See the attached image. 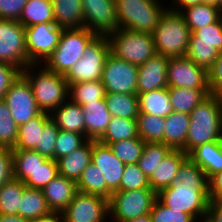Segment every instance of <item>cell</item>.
<instances>
[{
    "instance_id": "6da1fadb",
    "label": "cell",
    "mask_w": 222,
    "mask_h": 222,
    "mask_svg": "<svg viewBox=\"0 0 222 222\" xmlns=\"http://www.w3.org/2000/svg\"><path fill=\"white\" fill-rule=\"evenodd\" d=\"M157 199L166 207L189 214L204 222L209 205V180L205 172L187 158L180 166L175 183L161 189Z\"/></svg>"
},
{
    "instance_id": "7a4b0ae2",
    "label": "cell",
    "mask_w": 222,
    "mask_h": 222,
    "mask_svg": "<svg viewBox=\"0 0 222 222\" xmlns=\"http://www.w3.org/2000/svg\"><path fill=\"white\" fill-rule=\"evenodd\" d=\"M40 66L29 64L22 74L32 87L39 109L51 114L69 98V85L64 75L48 70L44 65L43 68Z\"/></svg>"
},
{
    "instance_id": "3957f363",
    "label": "cell",
    "mask_w": 222,
    "mask_h": 222,
    "mask_svg": "<svg viewBox=\"0 0 222 222\" xmlns=\"http://www.w3.org/2000/svg\"><path fill=\"white\" fill-rule=\"evenodd\" d=\"M190 125L186 140L188 155L198 146L218 141L222 128V100L209 94L190 113Z\"/></svg>"
},
{
    "instance_id": "277c9868",
    "label": "cell",
    "mask_w": 222,
    "mask_h": 222,
    "mask_svg": "<svg viewBox=\"0 0 222 222\" xmlns=\"http://www.w3.org/2000/svg\"><path fill=\"white\" fill-rule=\"evenodd\" d=\"M190 35L184 17L167 8L152 33L156 54L168 58L185 56Z\"/></svg>"
},
{
    "instance_id": "5b68a950",
    "label": "cell",
    "mask_w": 222,
    "mask_h": 222,
    "mask_svg": "<svg viewBox=\"0 0 222 222\" xmlns=\"http://www.w3.org/2000/svg\"><path fill=\"white\" fill-rule=\"evenodd\" d=\"M160 0H115L118 28L152 34L167 9Z\"/></svg>"
},
{
    "instance_id": "8992f818",
    "label": "cell",
    "mask_w": 222,
    "mask_h": 222,
    "mask_svg": "<svg viewBox=\"0 0 222 222\" xmlns=\"http://www.w3.org/2000/svg\"><path fill=\"white\" fill-rule=\"evenodd\" d=\"M96 36L85 27L63 29L59 44L42 65L65 75L81 59L86 47Z\"/></svg>"
},
{
    "instance_id": "52a82bcc",
    "label": "cell",
    "mask_w": 222,
    "mask_h": 222,
    "mask_svg": "<svg viewBox=\"0 0 222 222\" xmlns=\"http://www.w3.org/2000/svg\"><path fill=\"white\" fill-rule=\"evenodd\" d=\"M110 53L118 59L140 66L156 54L153 36L118 28L107 35Z\"/></svg>"
},
{
    "instance_id": "ba28073f",
    "label": "cell",
    "mask_w": 222,
    "mask_h": 222,
    "mask_svg": "<svg viewBox=\"0 0 222 222\" xmlns=\"http://www.w3.org/2000/svg\"><path fill=\"white\" fill-rule=\"evenodd\" d=\"M222 52V16L191 33L186 57L207 72Z\"/></svg>"
},
{
    "instance_id": "9c48e42d",
    "label": "cell",
    "mask_w": 222,
    "mask_h": 222,
    "mask_svg": "<svg viewBox=\"0 0 222 222\" xmlns=\"http://www.w3.org/2000/svg\"><path fill=\"white\" fill-rule=\"evenodd\" d=\"M110 54L107 35H97L86 47L81 59L64 75L68 85L101 80L105 60Z\"/></svg>"
},
{
    "instance_id": "30bf717a",
    "label": "cell",
    "mask_w": 222,
    "mask_h": 222,
    "mask_svg": "<svg viewBox=\"0 0 222 222\" xmlns=\"http://www.w3.org/2000/svg\"><path fill=\"white\" fill-rule=\"evenodd\" d=\"M156 199L157 193L151 188L116 191L109 199V222H125L148 214Z\"/></svg>"
},
{
    "instance_id": "8fae6325",
    "label": "cell",
    "mask_w": 222,
    "mask_h": 222,
    "mask_svg": "<svg viewBox=\"0 0 222 222\" xmlns=\"http://www.w3.org/2000/svg\"><path fill=\"white\" fill-rule=\"evenodd\" d=\"M0 61L18 67L29 65L25 27L12 19H0Z\"/></svg>"
},
{
    "instance_id": "7c38bea8",
    "label": "cell",
    "mask_w": 222,
    "mask_h": 222,
    "mask_svg": "<svg viewBox=\"0 0 222 222\" xmlns=\"http://www.w3.org/2000/svg\"><path fill=\"white\" fill-rule=\"evenodd\" d=\"M101 81L106 93L137 94L138 66L110 53L105 60Z\"/></svg>"
},
{
    "instance_id": "4fadbf2b",
    "label": "cell",
    "mask_w": 222,
    "mask_h": 222,
    "mask_svg": "<svg viewBox=\"0 0 222 222\" xmlns=\"http://www.w3.org/2000/svg\"><path fill=\"white\" fill-rule=\"evenodd\" d=\"M25 31L29 64L42 65L59 44L63 28L55 23H40Z\"/></svg>"
},
{
    "instance_id": "5bb4252c",
    "label": "cell",
    "mask_w": 222,
    "mask_h": 222,
    "mask_svg": "<svg viewBox=\"0 0 222 222\" xmlns=\"http://www.w3.org/2000/svg\"><path fill=\"white\" fill-rule=\"evenodd\" d=\"M62 214L64 222H108L109 200L78 191Z\"/></svg>"
},
{
    "instance_id": "9a60e30c",
    "label": "cell",
    "mask_w": 222,
    "mask_h": 222,
    "mask_svg": "<svg viewBox=\"0 0 222 222\" xmlns=\"http://www.w3.org/2000/svg\"><path fill=\"white\" fill-rule=\"evenodd\" d=\"M4 100L18 126L27 123L42 112L37 105L29 81L22 73L11 84Z\"/></svg>"
},
{
    "instance_id": "2e32d148",
    "label": "cell",
    "mask_w": 222,
    "mask_h": 222,
    "mask_svg": "<svg viewBox=\"0 0 222 222\" xmlns=\"http://www.w3.org/2000/svg\"><path fill=\"white\" fill-rule=\"evenodd\" d=\"M83 27L97 35H108L118 29L115 0H82Z\"/></svg>"
},
{
    "instance_id": "e0dca14e",
    "label": "cell",
    "mask_w": 222,
    "mask_h": 222,
    "mask_svg": "<svg viewBox=\"0 0 222 222\" xmlns=\"http://www.w3.org/2000/svg\"><path fill=\"white\" fill-rule=\"evenodd\" d=\"M168 87L209 88L208 72L186 56L171 57L167 66Z\"/></svg>"
},
{
    "instance_id": "ac0fdd59",
    "label": "cell",
    "mask_w": 222,
    "mask_h": 222,
    "mask_svg": "<svg viewBox=\"0 0 222 222\" xmlns=\"http://www.w3.org/2000/svg\"><path fill=\"white\" fill-rule=\"evenodd\" d=\"M92 163L102 171L106 179L107 199L109 200L112 193L119 191L125 164L113 154L109 145L94 140Z\"/></svg>"
},
{
    "instance_id": "d6986e66",
    "label": "cell",
    "mask_w": 222,
    "mask_h": 222,
    "mask_svg": "<svg viewBox=\"0 0 222 222\" xmlns=\"http://www.w3.org/2000/svg\"><path fill=\"white\" fill-rule=\"evenodd\" d=\"M169 58L155 54L138 66L137 95L152 90L167 88V66Z\"/></svg>"
},
{
    "instance_id": "ffe728a7",
    "label": "cell",
    "mask_w": 222,
    "mask_h": 222,
    "mask_svg": "<svg viewBox=\"0 0 222 222\" xmlns=\"http://www.w3.org/2000/svg\"><path fill=\"white\" fill-rule=\"evenodd\" d=\"M93 140H87L70 154L57 159L59 175L78 182L82 172L92 162Z\"/></svg>"
},
{
    "instance_id": "44dd1931",
    "label": "cell",
    "mask_w": 222,
    "mask_h": 222,
    "mask_svg": "<svg viewBox=\"0 0 222 222\" xmlns=\"http://www.w3.org/2000/svg\"><path fill=\"white\" fill-rule=\"evenodd\" d=\"M42 191L48 208L51 211L62 212L73 200L78 189L75 181L58 175Z\"/></svg>"
},
{
    "instance_id": "7402d4cb",
    "label": "cell",
    "mask_w": 222,
    "mask_h": 222,
    "mask_svg": "<svg viewBox=\"0 0 222 222\" xmlns=\"http://www.w3.org/2000/svg\"><path fill=\"white\" fill-rule=\"evenodd\" d=\"M85 121V136L89 140L98 141L105 133L111 121L105 99L82 106Z\"/></svg>"
},
{
    "instance_id": "603a6c76",
    "label": "cell",
    "mask_w": 222,
    "mask_h": 222,
    "mask_svg": "<svg viewBox=\"0 0 222 222\" xmlns=\"http://www.w3.org/2000/svg\"><path fill=\"white\" fill-rule=\"evenodd\" d=\"M187 158L188 155L184 151L172 150L149 178L151 189L158 193L174 184L177 172Z\"/></svg>"
},
{
    "instance_id": "cb8c5ba5",
    "label": "cell",
    "mask_w": 222,
    "mask_h": 222,
    "mask_svg": "<svg viewBox=\"0 0 222 222\" xmlns=\"http://www.w3.org/2000/svg\"><path fill=\"white\" fill-rule=\"evenodd\" d=\"M164 120V144L173 150H182L186 153L190 115L173 111Z\"/></svg>"
},
{
    "instance_id": "d4e9b609",
    "label": "cell",
    "mask_w": 222,
    "mask_h": 222,
    "mask_svg": "<svg viewBox=\"0 0 222 222\" xmlns=\"http://www.w3.org/2000/svg\"><path fill=\"white\" fill-rule=\"evenodd\" d=\"M51 119L60 130L85 135V121L82 106L69 98L51 114Z\"/></svg>"
},
{
    "instance_id": "484cf974",
    "label": "cell",
    "mask_w": 222,
    "mask_h": 222,
    "mask_svg": "<svg viewBox=\"0 0 222 222\" xmlns=\"http://www.w3.org/2000/svg\"><path fill=\"white\" fill-rule=\"evenodd\" d=\"M188 158L205 172L208 179L222 171V147L218 141L198 146L188 154Z\"/></svg>"
},
{
    "instance_id": "4316f807",
    "label": "cell",
    "mask_w": 222,
    "mask_h": 222,
    "mask_svg": "<svg viewBox=\"0 0 222 222\" xmlns=\"http://www.w3.org/2000/svg\"><path fill=\"white\" fill-rule=\"evenodd\" d=\"M52 7L57 26L63 29L83 27L82 0H52Z\"/></svg>"
},
{
    "instance_id": "83f0119b",
    "label": "cell",
    "mask_w": 222,
    "mask_h": 222,
    "mask_svg": "<svg viewBox=\"0 0 222 222\" xmlns=\"http://www.w3.org/2000/svg\"><path fill=\"white\" fill-rule=\"evenodd\" d=\"M139 112L165 118L173 112L167 88L140 93Z\"/></svg>"
},
{
    "instance_id": "f1b7e54d",
    "label": "cell",
    "mask_w": 222,
    "mask_h": 222,
    "mask_svg": "<svg viewBox=\"0 0 222 222\" xmlns=\"http://www.w3.org/2000/svg\"><path fill=\"white\" fill-rule=\"evenodd\" d=\"M50 118L49 113L41 112L27 123L18 126L17 141L11 150H35L36 145L39 144L40 132Z\"/></svg>"
},
{
    "instance_id": "f546056e",
    "label": "cell",
    "mask_w": 222,
    "mask_h": 222,
    "mask_svg": "<svg viewBox=\"0 0 222 222\" xmlns=\"http://www.w3.org/2000/svg\"><path fill=\"white\" fill-rule=\"evenodd\" d=\"M185 19L191 33L215 23L222 16V9L215 5L200 3L188 6L179 12Z\"/></svg>"
},
{
    "instance_id": "4dcf8cb0",
    "label": "cell",
    "mask_w": 222,
    "mask_h": 222,
    "mask_svg": "<svg viewBox=\"0 0 222 222\" xmlns=\"http://www.w3.org/2000/svg\"><path fill=\"white\" fill-rule=\"evenodd\" d=\"M168 92L175 112L189 114L209 94V88L168 87Z\"/></svg>"
},
{
    "instance_id": "1f68e13d",
    "label": "cell",
    "mask_w": 222,
    "mask_h": 222,
    "mask_svg": "<svg viewBox=\"0 0 222 222\" xmlns=\"http://www.w3.org/2000/svg\"><path fill=\"white\" fill-rule=\"evenodd\" d=\"M105 102L112 117L136 120L139 114L137 94L106 93Z\"/></svg>"
},
{
    "instance_id": "d6a6232c",
    "label": "cell",
    "mask_w": 222,
    "mask_h": 222,
    "mask_svg": "<svg viewBox=\"0 0 222 222\" xmlns=\"http://www.w3.org/2000/svg\"><path fill=\"white\" fill-rule=\"evenodd\" d=\"M18 21L25 28L40 23H54L52 0H28Z\"/></svg>"
},
{
    "instance_id": "836d02e7",
    "label": "cell",
    "mask_w": 222,
    "mask_h": 222,
    "mask_svg": "<svg viewBox=\"0 0 222 222\" xmlns=\"http://www.w3.org/2000/svg\"><path fill=\"white\" fill-rule=\"evenodd\" d=\"M50 211L42 189L24 188L20 207H18L19 216L31 221L48 214Z\"/></svg>"
},
{
    "instance_id": "e575fe53",
    "label": "cell",
    "mask_w": 222,
    "mask_h": 222,
    "mask_svg": "<svg viewBox=\"0 0 222 222\" xmlns=\"http://www.w3.org/2000/svg\"><path fill=\"white\" fill-rule=\"evenodd\" d=\"M13 178L24 182L47 159L32 150H11Z\"/></svg>"
},
{
    "instance_id": "d590c367",
    "label": "cell",
    "mask_w": 222,
    "mask_h": 222,
    "mask_svg": "<svg viewBox=\"0 0 222 222\" xmlns=\"http://www.w3.org/2000/svg\"><path fill=\"white\" fill-rule=\"evenodd\" d=\"M69 99L81 106L105 99L106 89L101 80L69 84Z\"/></svg>"
},
{
    "instance_id": "8d00e7d4",
    "label": "cell",
    "mask_w": 222,
    "mask_h": 222,
    "mask_svg": "<svg viewBox=\"0 0 222 222\" xmlns=\"http://www.w3.org/2000/svg\"><path fill=\"white\" fill-rule=\"evenodd\" d=\"M25 187L23 182L15 178L0 186V215H18V207Z\"/></svg>"
},
{
    "instance_id": "74e56055",
    "label": "cell",
    "mask_w": 222,
    "mask_h": 222,
    "mask_svg": "<svg viewBox=\"0 0 222 222\" xmlns=\"http://www.w3.org/2000/svg\"><path fill=\"white\" fill-rule=\"evenodd\" d=\"M138 137L137 120L112 117L104 135L99 142L109 145L120 140Z\"/></svg>"
},
{
    "instance_id": "f35d334b",
    "label": "cell",
    "mask_w": 222,
    "mask_h": 222,
    "mask_svg": "<svg viewBox=\"0 0 222 222\" xmlns=\"http://www.w3.org/2000/svg\"><path fill=\"white\" fill-rule=\"evenodd\" d=\"M136 120L138 136L144 142L164 144V118L139 112Z\"/></svg>"
},
{
    "instance_id": "ab89813d",
    "label": "cell",
    "mask_w": 222,
    "mask_h": 222,
    "mask_svg": "<svg viewBox=\"0 0 222 222\" xmlns=\"http://www.w3.org/2000/svg\"><path fill=\"white\" fill-rule=\"evenodd\" d=\"M173 149L163 143L145 142L142 156L137 161L143 173L150 178L160 163Z\"/></svg>"
},
{
    "instance_id": "60d3db41",
    "label": "cell",
    "mask_w": 222,
    "mask_h": 222,
    "mask_svg": "<svg viewBox=\"0 0 222 222\" xmlns=\"http://www.w3.org/2000/svg\"><path fill=\"white\" fill-rule=\"evenodd\" d=\"M79 192L86 194H95L107 199L106 179L102 171L99 170L92 162L82 172L77 182Z\"/></svg>"
},
{
    "instance_id": "b9f144b4",
    "label": "cell",
    "mask_w": 222,
    "mask_h": 222,
    "mask_svg": "<svg viewBox=\"0 0 222 222\" xmlns=\"http://www.w3.org/2000/svg\"><path fill=\"white\" fill-rule=\"evenodd\" d=\"M113 154L125 165L134 164L142 156L145 142L138 136L109 144Z\"/></svg>"
},
{
    "instance_id": "7bdbcfd3",
    "label": "cell",
    "mask_w": 222,
    "mask_h": 222,
    "mask_svg": "<svg viewBox=\"0 0 222 222\" xmlns=\"http://www.w3.org/2000/svg\"><path fill=\"white\" fill-rule=\"evenodd\" d=\"M18 125L4 99L0 100V147L13 148L17 141Z\"/></svg>"
},
{
    "instance_id": "ee69618b",
    "label": "cell",
    "mask_w": 222,
    "mask_h": 222,
    "mask_svg": "<svg viewBox=\"0 0 222 222\" xmlns=\"http://www.w3.org/2000/svg\"><path fill=\"white\" fill-rule=\"evenodd\" d=\"M58 175L57 160L46 159L23 183L27 188L43 189Z\"/></svg>"
},
{
    "instance_id": "f6af8a7d",
    "label": "cell",
    "mask_w": 222,
    "mask_h": 222,
    "mask_svg": "<svg viewBox=\"0 0 222 222\" xmlns=\"http://www.w3.org/2000/svg\"><path fill=\"white\" fill-rule=\"evenodd\" d=\"M87 137L83 134L60 130L54 148V160L66 156L82 146Z\"/></svg>"
},
{
    "instance_id": "bcb514c9",
    "label": "cell",
    "mask_w": 222,
    "mask_h": 222,
    "mask_svg": "<svg viewBox=\"0 0 222 222\" xmlns=\"http://www.w3.org/2000/svg\"><path fill=\"white\" fill-rule=\"evenodd\" d=\"M141 188H151L149 178L143 173L137 163L125 165L119 191H131Z\"/></svg>"
},
{
    "instance_id": "7dc6e473",
    "label": "cell",
    "mask_w": 222,
    "mask_h": 222,
    "mask_svg": "<svg viewBox=\"0 0 222 222\" xmlns=\"http://www.w3.org/2000/svg\"><path fill=\"white\" fill-rule=\"evenodd\" d=\"M58 133V126L50 118L44 124L43 131L40 132L39 144L36 145L34 151L38 152L47 159H54V148Z\"/></svg>"
},
{
    "instance_id": "c3c4849f",
    "label": "cell",
    "mask_w": 222,
    "mask_h": 222,
    "mask_svg": "<svg viewBox=\"0 0 222 222\" xmlns=\"http://www.w3.org/2000/svg\"><path fill=\"white\" fill-rule=\"evenodd\" d=\"M150 215L152 222H196L189 214L170 209L158 199L155 200Z\"/></svg>"
},
{
    "instance_id": "681fc988",
    "label": "cell",
    "mask_w": 222,
    "mask_h": 222,
    "mask_svg": "<svg viewBox=\"0 0 222 222\" xmlns=\"http://www.w3.org/2000/svg\"><path fill=\"white\" fill-rule=\"evenodd\" d=\"M208 86L210 94L222 100V52L208 71Z\"/></svg>"
},
{
    "instance_id": "f907efd6",
    "label": "cell",
    "mask_w": 222,
    "mask_h": 222,
    "mask_svg": "<svg viewBox=\"0 0 222 222\" xmlns=\"http://www.w3.org/2000/svg\"><path fill=\"white\" fill-rule=\"evenodd\" d=\"M21 73L18 67L0 61V100L5 98L9 87Z\"/></svg>"
},
{
    "instance_id": "816d5d0a",
    "label": "cell",
    "mask_w": 222,
    "mask_h": 222,
    "mask_svg": "<svg viewBox=\"0 0 222 222\" xmlns=\"http://www.w3.org/2000/svg\"><path fill=\"white\" fill-rule=\"evenodd\" d=\"M28 0H0V19L19 20Z\"/></svg>"
},
{
    "instance_id": "f5cc1de1",
    "label": "cell",
    "mask_w": 222,
    "mask_h": 222,
    "mask_svg": "<svg viewBox=\"0 0 222 222\" xmlns=\"http://www.w3.org/2000/svg\"><path fill=\"white\" fill-rule=\"evenodd\" d=\"M13 178L12 151L8 147H0V186Z\"/></svg>"
},
{
    "instance_id": "db71d44e",
    "label": "cell",
    "mask_w": 222,
    "mask_h": 222,
    "mask_svg": "<svg viewBox=\"0 0 222 222\" xmlns=\"http://www.w3.org/2000/svg\"><path fill=\"white\" fill-rule=\"evenodd\" d=\"M208 180L209 200L222 201V171L215 173Z\"/></svg>"
},
{
    "instance_id": "11a10c76",
    "label": "cell",
    "mask_w": 222,
    "mask_h": 222,
    "mask_svg": "<svg viewBox=\"0 0 222 222\" xmlns=\"http://www.w3.org/2000/svg\"><path fill=\"white\" fill-rule=\"evenodd\" d=\"M204 222H222V201H209Z\"/></svg>"
},
{
    "instance_id": "9f6ffc18",
    "label": "cell",
    "mask_w": 222,
    "mask_h": 222,
    "mask_svg": "<svg viewBox=\"0 0 222 222\" xmlns=\"http://www.w3.org/2000/svg\"><path fill=\"white\" fill-rule=\"evenodd\" d=\"M170 3L171 6H167V8L169 7V10L180 12L182 9L188 6L200 4L201 0H171Z\"/></svg>"
},
{
    "instance_id": "6f0895ef",
    "label": "cell",
    "mask_w": 222,
    "mask_h": 222,
    "mask_svg": "<svg viewBox=\"0 0 222 222\" xmlns=\"http://www.w3.org/2000/svg\"><path fill=\"white\" fill-rule=\"evenodd\" d=\"M30 222H64L62 212L50 211L48 214L38 217Z\"/></svg>"
},
{
    "instance_id": "680465c9",
    "label": "cell",
    "mask_w": 222,
    "mask_h": 222,
    "mask_svg": "<svg viewBox=\"0 0 222 222\" xmlns=\"http://www.w3.org/2000/svg\"><path fill=\"white\" fill-rule=\"evenodd\" d=\"M0 222H30L19 215H0Z\"/></svg>"
},
{
    "instance_id": "91938a15",
    "label": "cell",
    "mask_w": 222,
    "mask_h": 222,
    "mask_svg": "<svg viewBox=\"0 0 222 222\" xmlns=\"http://www.w3.org/2000/svg\"><path fill=\"white\" fill-rule=\"evenodd\" d=\"M125 222H152V218H151L150 213H148L143 216H139L137 218H134Z\"/></svg>"
},
{
    "instance_id": "94428289",
    "label": "cell",
    "mask_w": 222,
    "mask_h": 222,
    "mask_svg": "<svg viewBox=\"0 0 222 222\" xmlns=\"http://www.w3.org/2000/svg\"><path fill=\"white\" fill-rule=\"evenodd\" d=\"M201 3L211 4L218 7V0H201Z\"/></svg>"
},
{
    "instance_id": "6125c7cd",
    "label": "cell",
    "mask_w": 222,
    "mask_h": 222,
    "mask_svg": "<svg viewBox=\"0 0 222 222\" xmlns=\"http://www.w3.org/2000/svg\"><path fill=\"white\" fill-rule=\"evenodd\" d=\"M218 143L222 147V128L220 129L219 135H218Z\"/></svg>"
},
{
    "instance_id": "be15d7a7",
    "label": "cell",
    "mask_w": 222,
    "mask_h": 222,
    "mask_svg": "<svg viewBox=\"0 0 222 222\" xmlns=\"http://www.w3.org/2000/svg\"><path fill=\"white\" fill-rule=\"evenodd\" d=\"M218 7L222 9V0H218Z\"/></svg>"
}]
</instances>
